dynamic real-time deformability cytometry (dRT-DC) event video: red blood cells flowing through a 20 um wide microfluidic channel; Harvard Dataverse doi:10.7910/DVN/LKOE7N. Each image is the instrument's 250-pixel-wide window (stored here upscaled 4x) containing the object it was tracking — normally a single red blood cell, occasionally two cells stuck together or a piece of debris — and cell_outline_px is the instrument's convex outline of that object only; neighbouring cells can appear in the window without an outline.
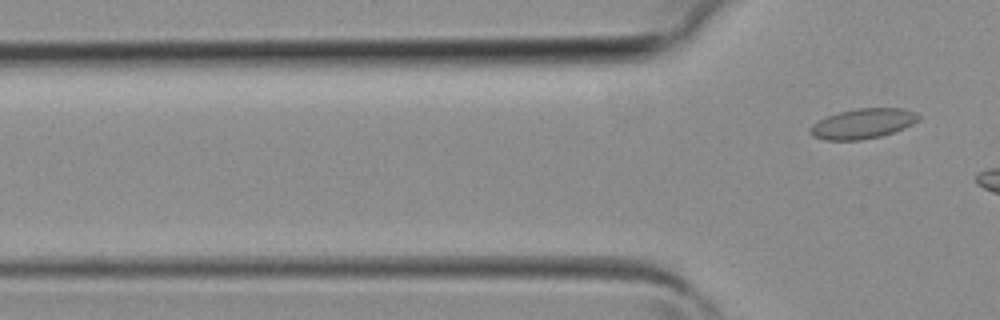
{"species": "common noctule bat (a hibernating species)", "species_latin": "Nyctalus noctula", "temperature_condition": "room temperature", "stored_images_in_passage": 5, "camera_frame_rate_fps": 3000, "um_per_image_px": 0.085, "animal": {"sex": "female", "body_mass_g": 19.3, "forearm_length_mm": 54.1}, "frame": {"image": 1, "passage_image": 5, "time_ms": 1.333, "image_size_px": [1000, 320], "cell_outline_px": [[920, 120], [904, 128], [880, 136], [860, 140], [824, 140], [812, 136], [808, 132], [808, 128], [812, 124], [828, 116], [840, 112], [860, 108], [900, 108], [916, 112], [920, 116]], "centroid_in_image_um": [73.33, 10.51], "position_along_channel_um": 52.5, "area_um2": 18.9}}